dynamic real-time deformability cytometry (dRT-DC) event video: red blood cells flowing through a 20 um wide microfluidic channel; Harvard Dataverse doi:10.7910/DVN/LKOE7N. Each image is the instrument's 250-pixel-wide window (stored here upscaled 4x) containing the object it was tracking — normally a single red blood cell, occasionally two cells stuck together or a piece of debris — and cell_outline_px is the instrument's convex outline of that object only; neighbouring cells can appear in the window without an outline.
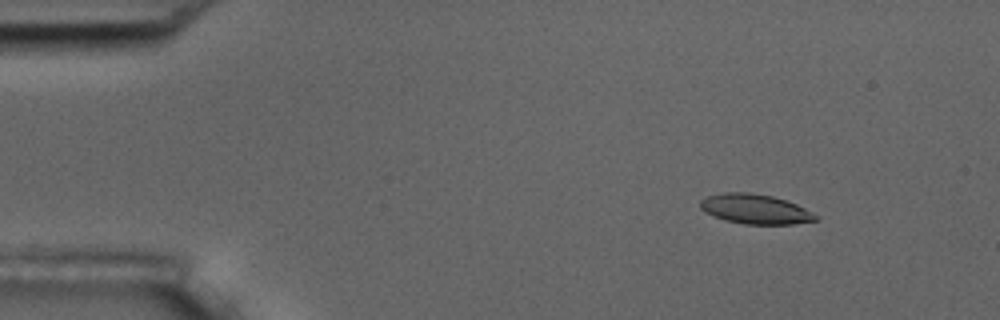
{"species": "common noctule bat (a hibernating species)", "species_latin": "Nyctalus noctula", "temperature_condition": "room temperature", "stored_images_in_passage": 4, "camera_frame_rate_fps": 3000, "um_per_image_px": 0.085, "animal": {"sex": "male", "body_mass_g": 17.5, "forearm_length_mm": 52.3}, "frame": {"image": 1, "passage_image": 2, "time_ms": 0.333, "image_size_px": [1000, 320], "cell_outline_px": [[820, 220], [792, 224], [744, 224], [724, 220], [704, 212], [700, 208], [700, 200], [708, 196], [724, 192], [748, 192], [772, 196], [796, 204], [820, 216]], "centroid_in_image_um": [64.2, 17.78], "position_along_channel_um": 20.8, "area_um2": 20.06}}
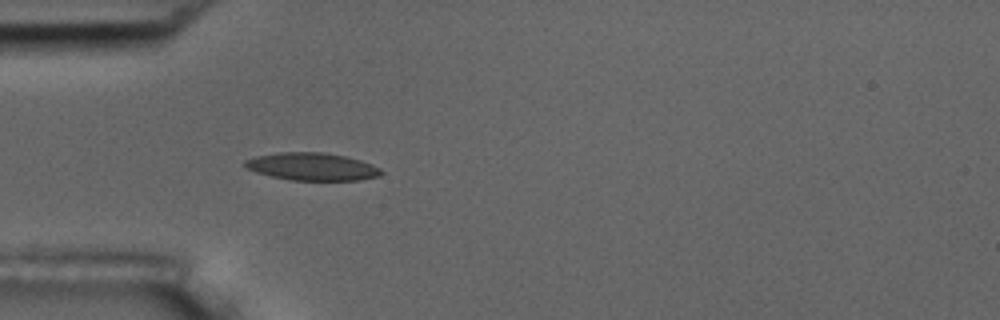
{"frame": {"image": 2, "passage_image": 4, "time_ms": 1.0, "image_size_px": [1000, 320], "cell_outline_px": [[384, 172], [380, 176], [360, 180], [292, 180], [272, 176], [256, 172], [248, 168], [244, 164], [244, 160], [256, 156], [280, 152], [324, 152], [344, 156], [360, 160], [372, 164], [380, 168]], "centroid_in_image_um": [26.56, 14.16], "position_along_channel_um": 58.4, "area_um2": 21.85}}